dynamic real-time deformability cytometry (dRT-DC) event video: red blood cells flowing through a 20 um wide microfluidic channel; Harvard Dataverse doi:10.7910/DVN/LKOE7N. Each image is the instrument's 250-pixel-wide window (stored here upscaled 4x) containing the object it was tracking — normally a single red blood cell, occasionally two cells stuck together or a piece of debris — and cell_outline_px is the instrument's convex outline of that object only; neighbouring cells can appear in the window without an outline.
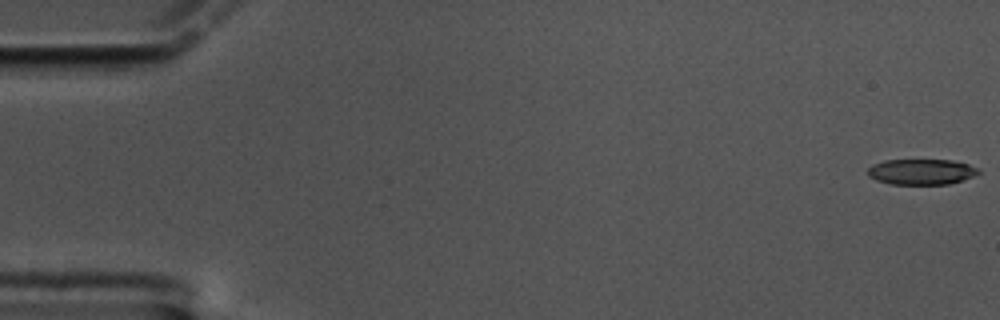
{"species": "common noctule bat (a hibernating species)", "species_latin": "Nyctalus noctula", "temperature_condition": "cold", "stored_images_in_passage": 9, "camera_frame_rate_fps": 3000, "um_per_image_px": 0.085, "animal": {"sex": "male", "body_mass_g": 17.5, "forearm_length_mm": 52.3}, "frame": {"image": 1, "passage_image": 1, "time_ms": 0.0, "image_size_px": [1000, 320], "cell_outline_px": [[980, 172], [964, 180], [948, 184], [892, 184], [876, 180], [868, 176], [868, 168], [872, 164], [884, 160], [952, 160], [968, 164], [980, 168]], "centroid_in_image_um": [78.32, 14.6], "position_along_channel_um": 6.7, "area_um2": 16.59}}